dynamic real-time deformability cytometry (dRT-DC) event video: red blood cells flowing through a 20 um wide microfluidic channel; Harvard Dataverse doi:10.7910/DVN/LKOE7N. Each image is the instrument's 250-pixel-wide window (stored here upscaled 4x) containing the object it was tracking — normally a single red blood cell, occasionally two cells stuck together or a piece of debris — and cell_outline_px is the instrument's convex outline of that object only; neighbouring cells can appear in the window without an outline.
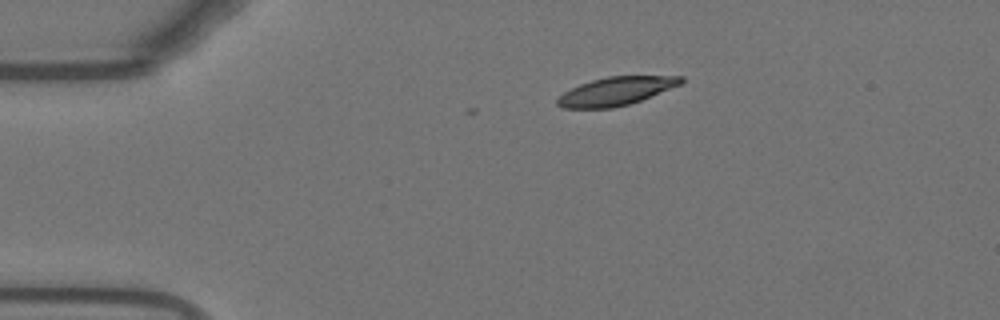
{"species": "Egyptian fruit bat (a non-hibernating species)", "species_latin": "Rousettus aegyptiacus", "temperature_condition": "warm", "stored_images_in_passage": 6, "camera_frame_rate_fps": 3000, "um_per_image_px": 0.085, "animal": {"sex": "female"}, "frame": {"image": 1, "passage_image": 1, "time_ms": 0.0, "image_size_px": [1000, 320], "cell_outline_px": [[684, 80], [680, 84], [640, 100], [628, 104], [612, 108], [560, 108], [556, 104], [556, 100], [564, 92], [580, 84], [592, 80], [608, 76], [684, 76]], "centroid_in_image_um": [52.32, 7.75], "position_along_channel_um": 32.7, "area_um2": 20.11}}